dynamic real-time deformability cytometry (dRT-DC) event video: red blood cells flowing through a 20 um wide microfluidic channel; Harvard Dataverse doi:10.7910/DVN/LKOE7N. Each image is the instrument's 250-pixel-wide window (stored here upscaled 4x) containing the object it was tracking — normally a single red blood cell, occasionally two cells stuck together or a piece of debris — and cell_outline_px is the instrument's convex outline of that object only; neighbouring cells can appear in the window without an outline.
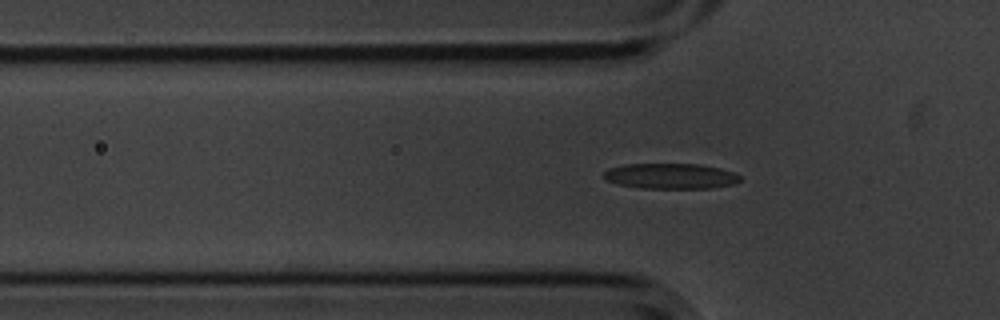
{"species": "common noctule bat (a hibernating species)", "species_latin": "Nyctalus noctula", "temperature_condition": "cold", "stored_images_in_passage": 42, "camera_frame_rate_fps": 3000, "um_per_image_px": 0.085, "animal": {"sex": "male", "body_mass_g": 20.1, "forearm_length_mm": 53.5}, "frame": {"image": 1, "passage_image": 3, "time_ms": 0.667, "image_size_px": [1000, 320], "cell_outline_px": [[740, 180], [736, 184], [712, 188], [640, 188], [616, 184], [604, 180], [600, 176], [608, 168], [624, 164], [700, 164], [720, 168], [732, 172], [740, 176]], "centroid_in_image_um": [56.95, 14.97], "position_along_channel_um": 68.9, "area_um2": 20.52}}
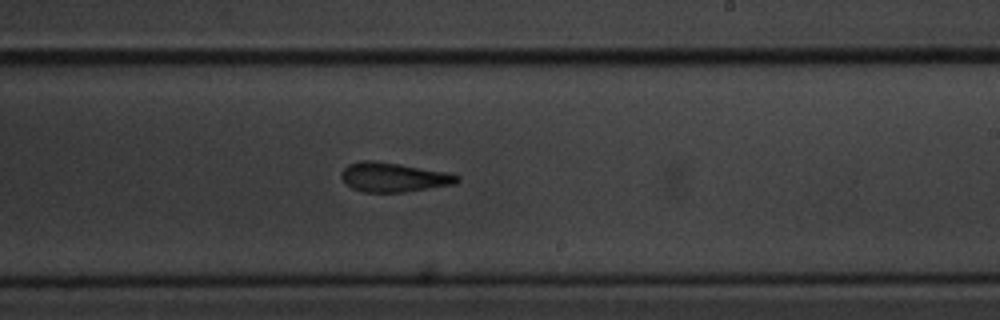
{"frame": {"image": 2, "passage_image": 19, "time_ms": 6.0, "image_size_px": [1000, 320], "cell_outline_px": [[460, 180], [456, 184], [404, 192], [364, 192], [352, 188], [340, 176], [340, 172], [348, 164], [360, 160], [376, 160], [452, 172], [460, 176]], "centroid_in_image_um": [33.5, 15.04], "position_along_channel_um": 255.5, "area_um2": 20.17}}
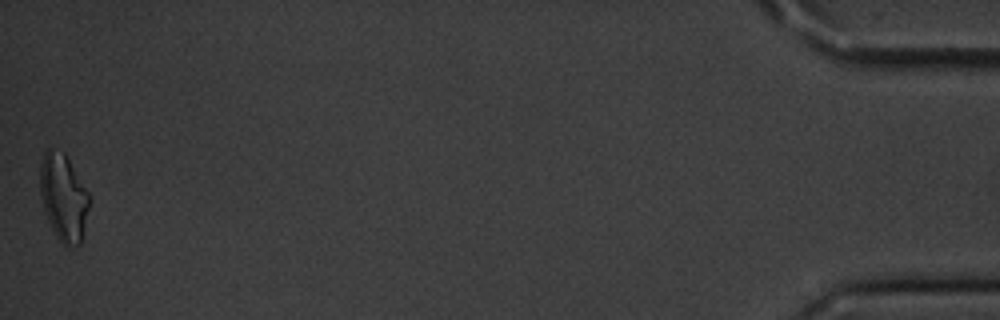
{"frame": {"image": 3, "passage_image": 42, "time_ms": 13.667, "image_size_px": [1000, 320], "cell_outline_px": [[88, 208], [80, 244], [68, 248], [56, 236], [44, 212], [40, 192], [40, 164], [44, 152], [48, 148], [64, 152], [88, 192]], "centroid_in_image_um": [5.37, 16.77], "position_along_channel_um": 429.8, "area_um2": 24.57}, "authors_computed_cell_mechanics": {"area_um2": 20.1144, "velocity_mm_per_s": 3.4875, "shape_relaxation_time_tau1_ms": 3.32, "shape_relaxation_time_tau2_ms": 2.0545, "deformation_change_tau1": 0.1284, "deformation_change_tau2": 0.103}}